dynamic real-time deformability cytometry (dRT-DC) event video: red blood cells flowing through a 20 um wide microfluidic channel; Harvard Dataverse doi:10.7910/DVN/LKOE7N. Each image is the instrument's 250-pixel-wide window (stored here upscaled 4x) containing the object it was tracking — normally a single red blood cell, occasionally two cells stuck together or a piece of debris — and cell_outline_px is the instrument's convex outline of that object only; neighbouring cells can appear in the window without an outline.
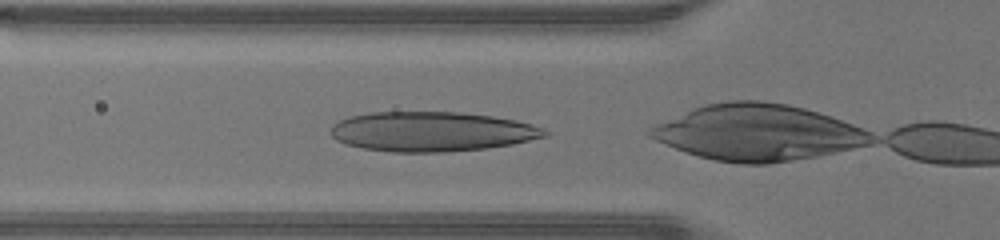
{"species": "human", "species_latin": "Homo sapiens", "temperature_condition": "warm", "stored_images_in_passage": 20, "camera_frame_rate_fps": 3000, "um_per_image_px": 0.085, "donor": {"sex": "male"}, "frame": {"image": 1, "passage_image": 10, "time_ms": 3.0, "image_size_px": [1000, 240], "cell_outline_px": [[552, 132], [548, 136], [512, 144], [488, 148], [444, 152], [392, 152], [364, 148], [344, 144], [336, 140], [328, 132], [332, 124], [348, 116], [372, 112], [460, 112], [492, 116], [516, 120], [532, 124], [544, 128]], "centroid_in_image_um": [36.7, 11.18], "position_along_channel_um": 89.1, "area_um2": 50.0}}
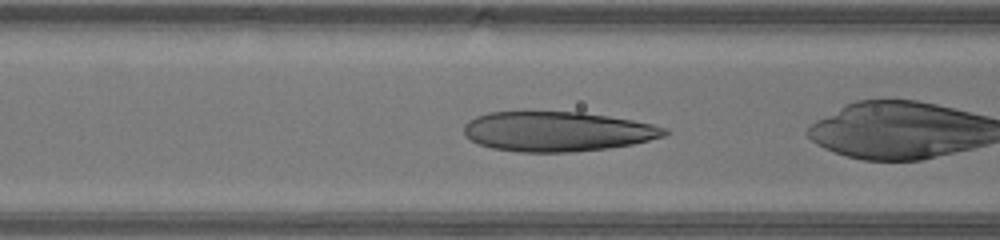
{"frame": {"image": 2, "passage_image": 12, "time_ms": 3.667, "image_size_px": [1000, 240], "cell_outline_px": [[668, 132], [664, 136], [632, 144], [608, 148], [572, 152], [520, 152], [492, 148], [480, 144], [464, 136], [464, 124], [468, 120], [476, 116], [488, 112], [584, 112], [632, 120], [652, 124], [668, 128]], "centroid_in_image_um": [47.35, 11.17], "position_along_channel_um": 119.2, "area_um2": 46.53}}